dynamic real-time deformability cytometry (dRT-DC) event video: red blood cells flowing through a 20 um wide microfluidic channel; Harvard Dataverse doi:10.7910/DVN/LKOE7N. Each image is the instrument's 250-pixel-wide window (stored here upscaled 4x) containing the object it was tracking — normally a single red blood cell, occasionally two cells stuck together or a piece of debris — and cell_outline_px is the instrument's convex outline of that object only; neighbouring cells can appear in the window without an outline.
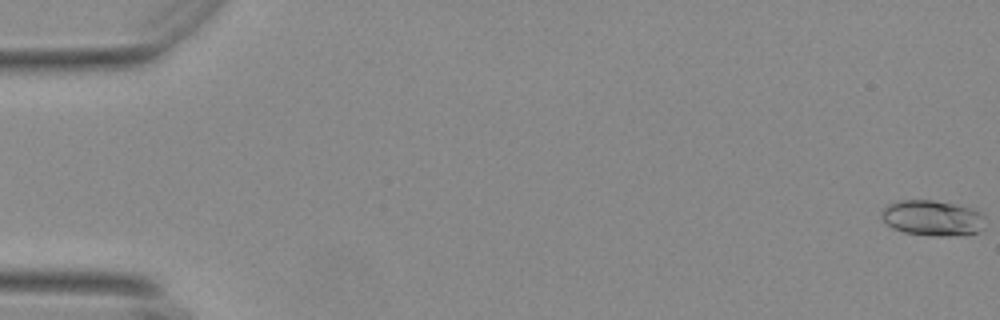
{"species": "Egyptian fruit bat (a non-hibernating species)", "species_latin": "Rousettus aegyptiacus", "temperature_condition": "warm", "stored_images_in_passage": 56, "camera_frame_rate_fps": 3000, "um_per_image_px": 0.085, "animal": {"sex": "female"}, "frame": {"image": 1, "passage_image": 1, "time_ms": 0.0, "image_size_px": [1000, 320], "cell_outline_px": [[984, 228], [976, 232], [948, 236], [940, 236], [904, 232], [892, 228], [884, 220], [884, 208], [888, 204], [900, 200], [932, 200], [956, 204], [980, 212], [984, 216]], "centroid_in_image_um": [79.28, 18.52], "position_along_channel_um": 5.7, "area_um2": 21.04}}
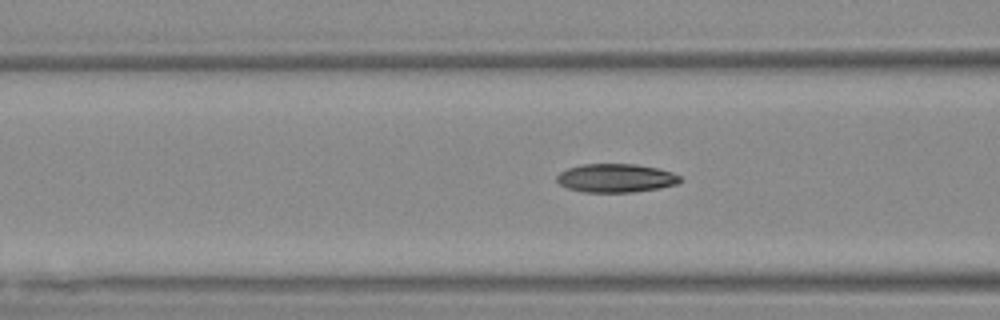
{"frame": {"image": 2, "passage_image": 23, "time_ms": 7.333, "image_size_px": [1000, 320], "cell_outline_px": [[680, 180], [676, 184], [660, 188], [632, 192], [584, 192], [568, 188], [560, 184], [556, 180], [556, 176], [560, 172], [568, 168], [584, 164], [636, 164], [656, 168], [672, 172], [680, 176]], "centroid_in_image_um": [52.33, 15.13], "position_along_channel_um": 114.3, "area_um2": 20.4}}
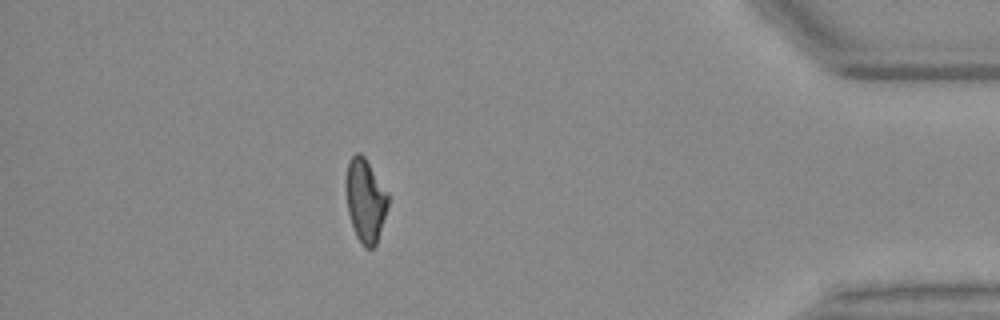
{"frame": {"image": 3, "passage_image": 50, "time_ms": 16.333, "image_size_px": [1000, 320], "cell_outline_px": [[388, 204], [376, 244], [372, 248], [364, 248], [356, 236], [348, 212], [344, 188], [344, 180], [348, 160], [356, 152], [360, 152], [364, 156], [388, 192]], "centroid_in_image_um": [31.02, 16.99], "position_along_channel_um": 404.2, "area_um2": 20.63}, "authors_computed_cell_mechanics": {"area_um2": 20.4901, "velocity_mm_per_s": 3.7244, "shape_relaxation_time_tau1_ms": null, "shape_relaxation_time_tau2_ms": 2.6032, "deformation_change_tau1": null, "deformation_change_tau2": 0.0915}}